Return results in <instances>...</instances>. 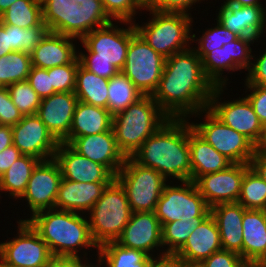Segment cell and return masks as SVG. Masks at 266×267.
Here are the masks:
<instances>
[{
  "label": "cell",
  "instance_id": "cell-1",
  "mask_svg": "<svg viewBox=\"0 0 266 267\" xmlns=\"http://www.w3.org/2000/svg\"><path fill=\"white\" fill-rule=\"evenodd\" d=\"M215 86L193 46L166 58L154 101L171 119H189L208 107Z\"/></svg>",
  "mask_w": 266,
  "mask_h": 267
},
{
  "label": "cell",
  "instance_id": "cell-2",
  "mask_svg": "<svg viewBox=\"0 0 266 267\" xmlns=\"http://www.w3.org/2000/svg\"><path fill=\"white\" fill-rule=\"evenodd\" d=\"M131 157L168 181L191 180L189 119L168 120Z\"/></svg>",
  "mask_w": 266,
  "mask_h": 267
},
{
  "label": "cell",
  "instance_id": "cell-3",
  "mask_svg": "<svg viewBox=\"0 0 266 267\" xmlns=\"http://www.w3.org/2000/svg\"><path fill=\"white\" fill-rule=\"evenodd\" d=\"M24 217L17 220L27 221L32 226L54 258L87 259L88 249L98 250L90 234L87 214L49 209L30 218Z\"/></svg>",
  "mask_w": 266,
  "mask_h": 267
},
{
  "label": "cell",
  "instance_id": "cell-4",
  "mask_svg": "<svg viewBox=\"0 0 266 267\" xmlns=\"http://www.w3.org/2000/svg\"><path fill=\"white\" fill-rule=\"evenodd\" d=\"M43 23L50 32L81 40L112 19L101 0H43Z\"/></svg>",
  "mask_w": 266,
  "mask_h": 267
},
{
  "label": "cell",
  "instance_id": "cell-5",
  "mask_svg": "<svg viewBox=\"0 0 266 267\" xmlns=\"http://www.w3.org/2000/svg\"><path fill=\"white\" fill-rule=\"evenodd\" d=\"M170 119L152 96H143L112 118L119 150L125 157H131L148 137Z\"/></svg>",
  "mask_w": 266,
  "mask_h": 267
},
{
  "label": "cell",
  "instance_id": "cell-6",
  "mask_svg": "<svg viewBox=\"0 0 266 267\" xmlns=\"http://www.w3.org/2000/svg\"><path fill=\"white\" fill-rule=\"evenodd\" d=\"M145 11L152 14L149 21L141 25L134 22V26L136 32L154 51L168 58L192 46L191 33L194 30L192 16L184 13L159 12L150 10L146 6Z\"/></svg>",
  "mask_w": 266,
  "mask_h": 267
},
{
  "label": "cell",
  "instance_id": "cell-7",
  "mask_svg": "<svg viewBox=\"0 0 266 267\" xmlns=\"http://www.w3.org/2000/svg\"><path fill=\"white\" fill-rule=\"evenodd\" d=\"M86 214H89L87 218L91 237L100 247L108 242H116L130 220L132 211L125 190L114 179Z\"/></svg>",
  "mask_w": 266,
  "mask_h": 267
},
{
  "label": "cell",
  "instance_id": "cell-8",
  "mask_svg": "<svg viewBox=\"0 0 266 267\" xmlns=\"http://www.w3.org/2000/svg\"><path fill=\"white\" fill-rule=\"evenodd\" d=\"M118 23L124 24L126 27H120ZM136 33L134 23L112 21L107 25L94 29L79 41L86 51L78 50V58L79 60L109 61L121 71L126 63L130 39Z\"/></svg>",
  "mask_w": 266,
  "mask_h": 267
},
{
  "label": "cell",
  "instance_id": "cell-9",
  "mask_svg": "<svg viewBox=\"0 0 266 267\" xmlns=\"http://www.w3.org/2000/svg\"><path fill=\"white\" fill-rule=\"evenodd\" d=\"M115 179L125 190L132 212H154L168 182L158 171L140 165L132 157H126Z\"/></svg>",
  "mask_w": 266,
  "mask_h": 267
},
{
  "label": "cell",
  "instance_id": "cell-10",
  "mask_svg": "<svg viewBox=\"0 0 266 267\" xmlns=\"http://www.w3.org/2000/svg\"><path fill=\"white\" fill-rule=\"evenodd\" d=\"M179 182L168 181L157 202L154 212L161 226L175 220L207 217L210 214V207L195 183L190 180Z\"/></svg>",
  "mask_w": 266,
  "mask_h": 267
},
{
  "label": "cell",
  "instance_id": "cell-11",
  "mask_svg": "<svg viewBox=\"0 0 266 267\" xmlns=\"http://www.w3.org/2000/svg\"><path fill=\"white\" fill-rule=\"evenodd\" d=\"M192 116L205 118L199 124L194 121L190 123L193 129L220 154L232 163H250L257 147L247 137L222 123L207 108Z\"/></svg>",
  "mask_w": 266,
  "mask_h": 267
},
{
  "label": "cell",
  "instance_id": "cell-12",
  "mask_svg": "<svg viewBox=\"0 0 266 267\" xmlns=\"http://www.w3.org/2000/svg\"><path fill=\"white\" fill-rule=\"evenodd\" d=\"M17 234L0 242L1 267H47L54 259L47 243L27 221H17Z\"/></svg>",
  "mask_w": 266,
  "mask_h": 267
},
{
  "label": "cell",
  "instance_id": "cell-13",
  "mask_svg": "<svg viewBox=\"0 0 266 267\" xmlns=\"http://www.w3.org/2000/svg\"><path fill=\"white\" fill-rule=\"evenodd\" d=\"M165 60L136 33L127 49L126 63L121 72L143 96H152L161 79Z\"/></svg>",
  "mask_w": 266,
  "mask_h": 267
},
{
  "label": "cell",
  "instance_id": "cell-14",
  "mask_svg": "<svg viewBox=\"0 0 266 267\" xmlns=\"http://www.w3.org/2000/svg\"><path fill=\"white\" fill-rule=\"evenodd\" d=\"M226 89L228 90L227 86L215 87L207 109L222 123L244 135L258 147L263 135V125L251 103L246 96L222 102V96Z\"/></svg>",
  "mask_w": 266,
  "mask_h": 267
},
{
  "label": "cell",
  "instance_id": "cell-15",
  "mask_svg": "<svg viewBox=\"0 0 266 267\" xmlns=\"http://www.w3.org/2000/svg\"><path fill=\"white\" fill-rule=\"evenodd\" d=\"M62 174L54 158L40 161L30 176L25 193L19 200L27 202L30 217L54 209Z\"/></svg>",
  "mask_w": 266,
  "mask_h": 267
},
{
  "label": "cell",
  "instance_id": "cell-16",
  "mask_svg": "<svg viewBox=\"0 0 266 267\" xmlns=\"http://www.w3.org/2000/svg\"><path fill=\"white\" fill-rule=\"evenodd\" d=\"M116 242L121 246L143 251L154 259L165 257L162 249V226L155 212H132ZM156 250H159V254Z\"/></svg>",
  "mask_w": 266,
  "mask_h": 267
},
{
  "label": "cell",
  "instance_id": "cell-17",
  "mask_svg": "<svg viewBox=\"0 0 266 267\" xmlns=\"http://www.w3.org/2000/svg\"><path fill=\"white\" fill-rule=\"evenodd\" d=\"M249 164L232 163L226 169L198 177L194 183L211 208L220 203H236Z\"/></svg>",
  "mask_w": 266,
  "mask_h": 267
},
{
  "label": "cell",
  "instance_id": "cell-18",
  "mask_svg": "<svg viewBox=\"0 0 266 267\" xmlns=\"http://www.w3.org/2000/svg\"><path fill=\"white\" fill-rule=\"evenodd\" d=\"M11 128L13 144L23 155L33 156L41 161L54 158L59 142L36 114L23 115Z\"/></svg>",
  "mask_w": 266,
  "mask_h": 267
},
{
  "label": "cell",
  "instance_id": "cell-19",
  "mask_svg": "<svg viewBox=\"0 0 266 267\" xmlns=\"http://www.w3.org/2000/svg\"><path fill=\"white\" fill-rule=\"evenodd\" d=\"M78 101L74 92L54 93L41 99L36 115L59 143H66L69 139Z\"/></svg>",
  "mask_w": 266,
  "mask_h": 267
},
{
  "label": "cell",
  "instance_id": "cell-20",
  "mask_svg": "<svg viewBox=\"0 0 266 267\" xmlns=\"http://www.w3.org/2000/svg\"><path fill=\"white\" fill-rule=\"evenodd\" d=\"M80 155L106 166L115 176L126 157L119 150L113 129L83 137H69L66 142Z\"/></svg>",
  "mask_w": 266,
  "mask_h": 267
},
{
  "label": "cell",
  "instance_id": "cell-21",
  "mask_svg": "<svg viewBox=\"0 0 266 267\" xmlns=\"http://www.w3.org/2000/svg\"><path fill=\"white\" fill-rule=\"evenodd\" d=\"M54 159L59 164L62 178L75 182H112L115 175L104 165L80 155L69 144L60 142Z\"/></svg>",
  "mask_w": 266,
  "mask_h": 267
},
{
  "label": "cell",
  "instance_id": "cell-22",
  "mask_svg": "<svg viewBox=\"0 0 266 267\" xmlns=\"http://www.w3.org/2000/svg\"><path fill=\"white\" fill-rule=\"evenodd\" d=\"M215 20L239 37H251L257 42L265 37L264 5L236 6L224 1L219 7Z\"/></svg>",
  "mask_w": 266,
  "mask_h": 267
},
{
  "label": "cell",
  "instance_id": "cell-23",
  "mask_svg": "<svg viewBox=\"0 0 266 267\" xmlns=\"http://www.w3.org/2000/svg\"><path fill=\"white\" fill-rule=\"evenodd\" d=\"M222 250L220 233L214 217L209 214L189 235L184 246L174 255L179 261L199 264L214 252Z\"/></svg>",
  "mask_w": 266,
  "mask_h": 267
},
{
  "label": "cell",
  "instance_id": "cell-24",
  "mask_svg": "<svg viewBox=\"0 0 266 267\" xmlns=\"http://www.w3.org/2000/svg\"><path fill=\"white\" fill-rule=\"evenodd\" d=\"M111 182H75L61 180L54 209L88 213Z\"/></svg>",
  "mask_w": 266,
  "mask_h": 267
},
{
  "label": "cell",
  "instance_id": "cell-25",
  "mask_svg": "<svg viewBox=\"0 0 266 267\" xmlns=\"http://www.w3.org/2000/svg\"><path fill=\"white\" fill-rule=\"evenodd\" d=\"M77 39L48 32L38 46L30 53L31 65L49 69L70 64L78 57Z\"/></svg>",
  "mask_w": 266,
  "mask_h": 267
},
{
  "label": "cell",
  "instance_id": "cell-26",
  "mask_svg": "<svg viewBox=\"0 0 266 267\" xmlns=\"http://www.w3.org/2000/svg\"><path fill=\"white\" fill-rule=\"evenodd\" d=\"M242 259L247 265L266 263V211L246 209L242 219Z\"/></svg>",
  "mask_w": 266,
  "mask_h": 267
},
{
  "label": "cell",
  "instance_id": "cell-27",
  "mask_svg": "<svg viewBox=\"0 0 266 267\" xmlns=\"http://www.w3.org/2000/svg\"><path fill=\"white\" fill-rule=\"evenodd\" d=\"M246 209L239 203H220L210 208L218 225L222 249L242 257V219Z\"/></svg>",
  "mask_w": 266,
  "mask_h": 267
},
{
  "label": "cell",
  "instance_id": "cell-28",
  "mask_svg": "<svg viewBox=\"0 0 266 267\" xmlns=\"http://www.w3.org/2000/svg\"><path fill=\"white\" fill-rule=\"evenodd\" d=\"M189 147L191 159V180L198 177L222 171L232 162L220 154L211 144L202 138L192 127L189 121Z\"/></svg>",
  "mask_w": 266,
  "mask_h": 267
},
{
  "label": "cell",
  "instance_id": "cell-29",
  "mask_svg": "<svg viewBox=\"0 0 266 267\" xmlns=\"http://www.w3.org/2000/svg\"><path fill=\"white\" fill-rule=\"evenodd\" d=\"M108 109L78 101L73 115L69 137H83L112 129Z\"/></svg>",
  "mask_w": 266,
  "mask_h": 267
},
{
  "label": "cell",
  "instance_id": "cell-30",
  "mask_svg": "<svg viewBox=\"0 0 266 267\" xmlns=\"http://www.w3.org/2000/svg\"><path fill=\"white\" fill-rule=\"evenodd\" d=\"M41 160L30 156L22 155L10 166V168L0 177V192L5 196L16 199L17 201L25 193L28 181L36 165ZM0 193V198L1 197Z\"/></svg>",
  "mask_w": 266,
  "mask_h": 267
},
{
  "label": "cell",
  "instance_id": "cell-31",
  "mask_svg": "<svg viewBox=\"0 0 266 267\" xmlns=\"http://www.w3.org/2000/svg\"><path fill=\"white\" fill-rule=\"evenodd\" d=\"M108 82L79 64L74 93L81 102L108 109Z\"/></svg>",
  "mask_w": 266,
  "mask_h": 267
},
{
  "label": "cell",
  "instance_id": "cell-32",
  "mask_svg": "<svg viewBox=\"0 0 266 267\" xmlns=\"http://www.w3.org/2000/svg\"><path fill=\"white\" fill-rule=\"evenodd\" d=\"M106 267H149L153 257L143 251L108 242L96 251Z\"/></svg>",
  "mask_w": 266,
  "mask_h": 267
},
{
  "label": "cell",
  "instance_id": "cell-33",
  "mask_svg": "<svg viewBox=\"0 0 266 267\" xmlns=\"http://www.w3.org/2000/svg\"><path fill=\"white\" fill-rule=\"evenodd\" d=\"M143 95L121 71L108 82V111L112 116L136 103Z\"/></svg>",
  "mask_w": 266,
  "mask_h": 267
},
{
  "label": "cell",
  "instance_id": "cell-34",
  "mask_svg": "<svg viewBox=\"0 0 266 267\" xmlns=\"http://www.w3.org/2000/svg\"><path fill=\"white\" fill-rule=\"evenodd\" d=\"M0 22L20 28L43 26L42 2L38 0H16L0 16Z\"/></svg>",
  "mask_w": 266,
  "mask_h": 267
},
{
  "label": "cell",
  "instance_id": "cell-35",
  "mask_svg": "<svg viewBox=\"0 0 266 267\" xmlns=\"http://www.w3.org/2000/svg\"><path fill=\"white\" fill-rule=\"evenodd\" d=\"M206 217L175 220L162 226V243L165 256H174L186 243L189 235ZM167 246V247H165Z\"/></svg>",
  "mask_w": 266,
  "mask_h": 267
},
{
  "label": "cell",
  "instance_id": "cell-36",
  "mask_svg": "<svg viewBox=\"0 0 266 267\" xmlns=\"http://www.w3.org/2000/svg\"><path fill=\"white\" fill-rule=\"evenodd\" d=\"M31 56L22 51H13L0 58V87L26 81L31 69Z\"/></svg>",
  "mask_w": 266,
  "mask_h": 267
},
{
  "label": "cell",
  "instance_id": "cell-37",
  "mask_svg": "<svg viewBox=\"0 0 266 267\" xmlns=\"http://www.w3.org/2000/svg\"><path fill=\"white\" fill-rule=\"evenodd\" d=\"M237 203L245 209L266 211V182L251 167L244 174Z\"/></svg>",
  "mask_w": 266,
  "mask_h": 267
},
{
  "label": "cell",
  "instance_id": "cell-38",
  "mask_svg": "<svg viewBox=\"0 0 266 267\" xmlns=\"http://www.w3.org/2000/svg\"><path fill=\"white\" fill-rule=\"evenodd\" d=\"M202 35L196 36L192 32L191 45H194V50L197 55L201 58V60L209 53L215 49L221 48L224 44H229L230 42L236 40L239 36L235 33L231 32L229 29L225 28L222 24H220L217 20L215 26L211 28L200 31Z\"/></svg>",
  "mask_w": 266,
  "mask_h": 267
},
{
  "label": "cell",
  "instance_id": "cell-39",
  "mask_svg": "<svg viewBox=\"0 0 266 267\" xmlns=\"http://www.w3.org/2000/svg\"><path fill=\"white\" fill-rule=\"evenodd\" d=\"M48 32L49 29L45 24L43 26H32L28 28L9 25L10 47L14 51H22L30 54Z\"/></svg>",
  "mask_w": 266,
  "mask_h": 267
},
{
  "label": "cell",
  "instance_id": "cell-40",
  "mask_svg": "<svg viewBox=\"0 0 266 267\" xmlns=\"http://www.w3.org/2000/svg\"><path fill=\"white\" fill-rule=\"evenodd\" d=\"M202 66L205 76L215 87L227 86L229 77L225 75L228 72V52L224 44L221 48L209 52L202 60Z\"/></svg>",
  "mask_w": 266,
  "mask_h": 267
},
{
  "label": "cell",
  "instance_id": "cell-41",
  "mask_svg": "<svg viewBox=\"0 0 266 267\" xmlns=\"http://www.w3.org/2000/svg\"><path fill=\"white\" fill-rule=\"evenodd\" d=\"M257 41L251 37H238L226 44L228 52V73L235 71H248L252 64V48Z\"/></svg>",
  "mask_w": 266,
  "mask_h": 267
},
{
  "label": "cell",
  "instance_id": "cell-42",
  "mask_svg": "<svg viewBox=\"0 0 266 267\" xmlns=\"http://www.w3.org/2000/svg\"><path fill=\"white\" fill-rule=\"evenodd\" d=\"M13 104L22 115L37 113L41 98L27 81L15 82L7 87Z\"/></svg>",
  "mask_w": 266,
  "mask_h": 267
},
{
  "label": "cell",
  "instance_id": "cell-43",
  "mask_svg": "<svg viewBox=\"0 0 266 267\" xmlns=\"http://www.w3.org/2000/svg\"><path fill=\"white\" fill-rule=\"evenodd\" d=\"M108 16L113 21L136 22L138 11H144V0H101Z\"/></svg>",
  "mask_w": 266,
  "mask_h": 267
},
{
  "label": "cell",
  "instance_id": "cell-44",
  "mask_svg": "<svg viewBox=\"0 0 266 267\" xmlns=\"http://www.w3.org/2000/svg\"><path fill=\"white\" fill-rule=\"evenodd\" d=\"M79 64L80 61L77 57L70 64L47 69L48 75H51V86L56 93L75 91Z\"/></svg>",
  "mask_w": 266,
  "mask_h": 267
},
{
  "label": "cell",
  "instance_id": "cell-45",
  "mask_svg": "<svg viewBox=\"0 0 266 267\" xmlns=\"http://www.w3.org/2000/svg\"><path fill=\"white\" fill-rule=\"evenodd\" d=\"M202 1L205 0H148L146 7L159 12L184 13L191 16L192 7Z\"/></svg>",
  "mask_w": 266,
  "mask_h": 267
},
{
  "label": "cell",
  "instance_id": "cell-46",
  "mask_svg": "<svg viewBox=\"0 0 266 267\" xmlns=\"http://www.w3.org/2000/svg\"><path fill=\"white\" fill-rule=\"evenodd\" d=\"M41 99L56 93L51 86V75L47 69L32 66L26 80Z\"/></svg>",
  "mask_w": 266,
  "mask_h": 267
},
{
  "label": "cell",
  "instance_id": "cell-47",
  "mask_svg": "<svg viewBox=\"0 0 266 267\" xmlns=\"http://www.w3.org/2000/svg\"><path fill=\"white\" fill-rule=\"evenodd\" d=\"M201 267H246L242 257L235 252L220 250L211 254L200 263Z\"/></svg>",
  "mask_w": 266,
  "mask_h": 267
},
{
  "label": "cell",
  "instance_id": "cell-48",
  "mask_svg": "<svg viewBox=\"0 0 266 267\" xmlns=\"http://www.w3.org/2000/svg\"><path fill=\"white\" fill-rule=\"evenodd\" d=\"M23 115L13 104L7 87H0V125H16Z\"/></svg>",
  "mask_w": 266,
  "mask_h": 267
},
{
  "label": "cell",
  "instance_id": "cell-49",
  "mask_svg": "<svg viewBox=\"0 0 266 267\" xmlns=\"http://www.w3.org/2000/svg\"><path fill=\"white\" fill-rule=\"evenodd\" d=\"M245 90L250 92L245 94L249 102L251 103L255 114L258 116L260 123L266 125V87L250 85L244 81Z\"/></svg>",
  "mask_w": 266,
  "mask_h": 267
},
{
  "label": "cell",
  "instance_id": "cell-50",
  "mask_svg": "<svg viewBox=\"0 0 266 267\" xmlns=\"http://www.w3.org/2000/svg\"><path fill=\"white\" fill-rule=\"evenodd\" d=\"M263 50V53L260 51L259 57L252 54L253 61L245 77V81L250 85L266 87V48Z\"/></svg>",
  "mask_w": 266,
  "mask_h": 267
},
{
  "label": "cell",
  "instance_id": "cell-51",
  "mask_svg": "<svg viewBox=\"0 0 266 267\" xmlns=\"http://www.w3.org/2000/svg\"><path fill=\"white\" fill-rule=\"evenodd\" d=\"M80 64L90 72L95 73L99 77L110 79L116 75L120 70L117 69L109 61L103 60H79Z\"/></svg>",
  "mask_w": 266,
  "mask_h": 267
},
{
  "label": "cell",
  "instance_id": "cell-52",
  "mask_svg": "<svg viewBox=\"0 0 266 267\" xmlns=\"http://www.w3.org/2000/svg\"><path fill=\"white\" fill-rule=\"evenodd\" d=\"M22 155L23 154L14 144L3 149L0 152V177L10 168L16 159Z\"/></svg>",
  "mask_w": 266,
  "mask_h": 267
},
{
  "label": "cell",
  "instance_id": "cell-53",
  "mask_svg": "<svg viewBox=\"0 0 266 267\" xmlns=\"http://www.w3.org/2000/svg\"><path fill=\"white\" fill-rule=\"evenodd\" d=\"M249 165L266 182V149L256 148Z\"/></svg>",
  "mask_w": 266,
  "mask_h": 267
},
{
  "label": "cell",
  "instance_id": "cell-54",
  "mask_svg": "<svg viewBox=\"0 0 266 267\" xmlns=\"http://www.w3.org/2000/svg\"><path fill=\"white\" fill-rule=\"evenodd\" d=\"M13 51L10 47L9 25L0 22V58Z\"/></svg>",
  "mask_w": 266,
  "mask_h": 267
},
{
  "label": "cell",
  "instance_id": "cell-55",
  "mask_svg": "<svg viewBox=\"0 0 266 267\" xmlns=\"http://www.w3.org/2000/svg\"><path fill=\"white\" fill-rule=\"evenodd\" d=\"M13 144V132L9 125H0V152Z\"/></svg>",
  "mask_w": 266,
  "mask_h": 267
},
{
  "label": "cell",
  "instance_id": "cell-56",
  "mask_svg": "<svg viewBox=\"0 0 266 267\" xmlns=\"http://www.w3.org/2000/svg\"><path fill=\"white\" fill-rule=\"evenodd\" d=\"M149 267H179V260L174 256L153 259Z\"/></svg>",
  "mask_w": 266,
  "mask_h": 267
},
{
  "label": "cell",
  "instance_id": "cell-57",
  "mask_svg": "<svg viewBox=\"0 0 266 267\" xmlns=\"http://www.w3.org/2000/svg\"><path fill=\"white\" fill-rule=\"evenodd\" d=\"M47 267H79V259L54 258Z\"/></svg>",
  "mask_w": 266,
  "mask_h": 267
},
{
  "label": "cell",
  "instance_id": "cell-58",
  "mask_svg": "<svg viewBox=\"0 0 266 267\" xmlns=\"http://www.w3.org/2000/svg\"><path fill=\"white\" fill-rule=\"evenodd\" d=\"M96 256L94 258V261L89 260V258L87 259H79V267H106L104 261L100 258V256L98 255V253L95 254ZM96 259V262H95ZM94 262V263H92Z\"/></svg>",
  "mask_w": 266,
  "mask_h": 267
},
{
  "label": "cell",
  "instance_id": "cell-59",
  "mask_svg": "<svg viewBox=\"0 0 266 267\" xmlns=\"http://www.w3.org/2000/svg\"><path fill=\"white\" fill-rule=\"evenodd\" d=\"M227 2L236 6H254L263 5L262 0H226Z\"/></svg>",
  "mask_w": 266,
  "mask_h": 267
},
{
  "label": "cell",
  "instance_id": "cell-60",
  "mask_svg": "<svg viewBox=\"0 0 266 267\" xmlns=\"http://www.w3.org/2000/svg\"><path fill=\"white\" fill-rule=\"evenodd\" d=\"M16 0H0V16L10 7Z\"/></svg>",
  "mask_w": 266,
  "mask_h": 267
},
{
  "label": "cell",
  "instance_id": "cell-61",
  "mask_svg": "<svg viewBox=\"0 0 266 267\" xmlns=\"http://www.w3.org/2000/svg\"><path fill=\"white\" fill-rule=\"evenodd\" d=\"M257 148L266 149V125L263 126V135L261 138V143L258 145Z\"/></svg>",
  "mask_w": 266,
  "mask_h": 267
},
{
  "label": "cell",
  "instance_id": "cell-62",
  "mask_svg": "<svg viewBox=\"0 0 266 267\" xmlns=\"http://www.w3.org/2000/svg\"><path fill=\"white\" fill-rule=\"evenodd\" d=\"M179 267H201L200 264L197 263H185L182 261H179Z\"/></svg>",
  "mask_w": 266,
  "mask_h": 267
},
{
  "label": "cell",
  "instance_id": "cell-63",
  "mask_svg": "<svg viewBox=\"0 0 266 267\" xmlns=\"http://www.w3.org/2000/svg\"><path fill=\"white\" fill-rule=\"evenodd\" d=\"M246 267H258L257 265H247Z\"/></svg>",
  "mask_w": 266,
  "mask_h": 267
},
{
  "label": "cell",
  "instance_id": "cell-64",
  "mask_svg": "<svg viewBox=\"0 0 266 267\" xmlns=\"http://www.w3.org/2000/svg\"><path fill=\"white\" fill-rule=\"evenodd\" d=\"M258 267H266V264L258 265Z\"/></svg>",
  "mask_w": 266,
  "mask_h": 267
},
{
  "label": "cell",
  "instance_id": "cell-65",
  "mask_svg": "<svg viewBox=\"0 0 266 267\" xmlns=\"http://www.w3.org/2000/svg\"><path fill=\"white\" fill-rule=\"evenodd\" d=\"M264 33H266V15H265V31Z\"/></svg>",
  "mask_w": 266,
  "mask_h": 267
}]
</instances>
